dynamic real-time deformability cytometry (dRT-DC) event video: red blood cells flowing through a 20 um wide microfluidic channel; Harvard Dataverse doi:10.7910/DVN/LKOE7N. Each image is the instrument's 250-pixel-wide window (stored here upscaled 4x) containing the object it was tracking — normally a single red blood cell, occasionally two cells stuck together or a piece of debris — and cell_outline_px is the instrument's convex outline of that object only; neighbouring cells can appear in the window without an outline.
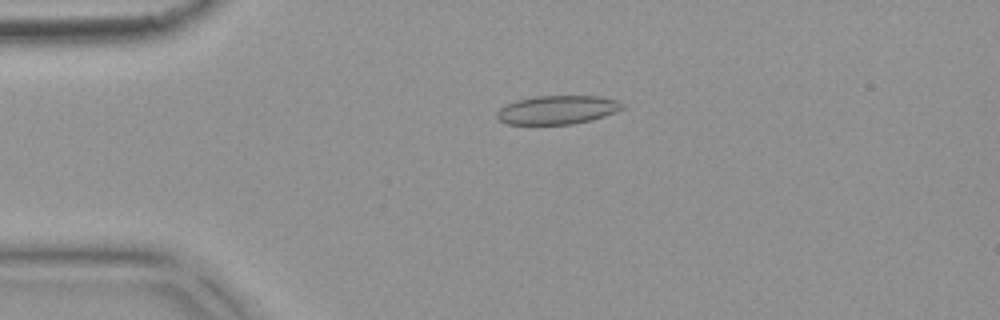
{"species": "common noctule bat (a hibernating species)", "species_latin": "Nyctalus noctula", "temperature_condition": "warm", "stored_images_in_passage": 54, "camera_frame_rate_fps": 3000, "um_per_image_px": 0.085, "animal": {"sex": "female", "body_mass_g": 18.4}, "frame": {"image": 1, "passage_image": 12, "time_ms": 3.667, "image_size_px": [1000, 320], "cell_outline_px": [[624, 108], [616, 112], [592, 120], [572, 124], [508, 124], [500, 120], [496, 116], [496, 112], [500, 108], [516, 100], [536, 96], [596, 96], [616, 100], [624, 104]], "centroid_in_image_um": [47.39, 9.34], "position_along_channel_um": 37.6, "area_um2": 20.87}}
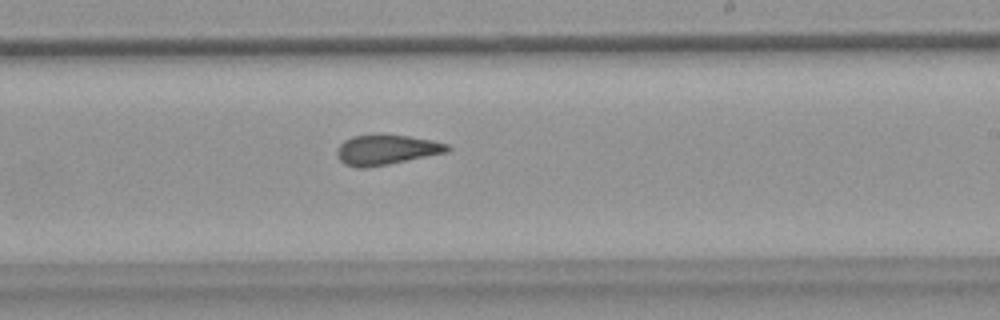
{"frame": {"image": 2, "passage_image": 32, "time_ms": 10.333, "image_size_px": [1000, 320], "cell_outline_px": [[452, 148], [448, 152], [388, 164], [364, 168], [356, 168], [344, 164], [340, 160], [336, 152], [336, 148], [344, 140], [352, 136], [376, 132], [408, 136], [432, 140], [448, 144]], "centroid_in_image_um": [32.81, 12.7], "position_along_channel_um": 256.2, "area_um2": 19.83}}
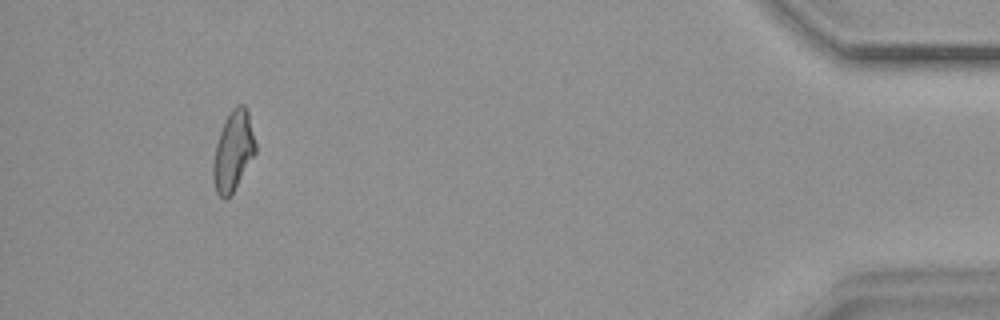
{"frame": {"image": 3, "passage_image": 50, "time_ms": 16.333, "image_size_px": [1000, 320], "cell_outline_px": [[256, 152], [232, 192], [224, 200], [216, 192], [212, 176], [212, 164], [216, 144], [220, 132], [232, 108], [236, 104], [244, 104], [248, 112], [256, 144]], "centroid_in_image_um": [19.81, 12.83], "position_along_channel_um": 415.4, "area_um2": 19.36}, "authors_computed_cell_mechanics": {"area_um2": 19.8832, "velocity_mm_per_s": 3.7746, "shape_relaxation_time_tau1_ms": null, "shape_relaxation_time_tau2_ms": 1.6955, "deformation_change_tau1": null, "deformation_change_tau2": 0.0858}}